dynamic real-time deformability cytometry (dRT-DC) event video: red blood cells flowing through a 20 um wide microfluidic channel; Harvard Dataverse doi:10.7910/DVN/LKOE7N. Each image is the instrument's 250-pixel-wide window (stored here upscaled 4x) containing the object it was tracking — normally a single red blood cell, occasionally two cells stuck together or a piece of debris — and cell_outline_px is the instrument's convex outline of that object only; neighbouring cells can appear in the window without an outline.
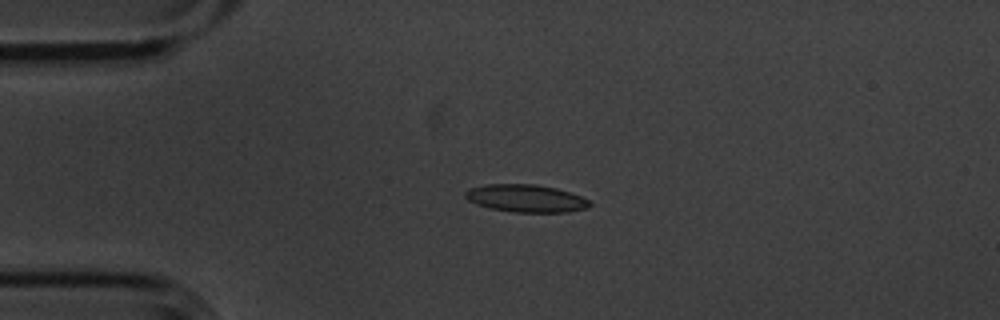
{"species": "common noctule bat (a hibernating species)", "species_latin": "Nyctalus noctula", "temperature_condition": "cold", "stored_images_in_passage": 3, "camera_frame_rate_fps": 3000, "um_per_image_px": 0.085, "animal": {"sex": "male", "body_mass_g": 20.1, "forearm_length_mm": 53.5}, "frame": {"image": 1, "passage_image": 3, "time_ms": 0.667, "image_size_px": [1000, 320], "cell_outline_px": [[592, 204], [588, 208], [568, 212], [516, 212], [488, 208], [468, 200], [464, 196], [464, 192], [468, 188], [488, 184], [536, 184], [556, 188], [580, 196], [588, 200]], "centroid_in_image_um": [44.69, 16.86], "position_along_channel_um": 40.3, "area_um2": 20.0}}